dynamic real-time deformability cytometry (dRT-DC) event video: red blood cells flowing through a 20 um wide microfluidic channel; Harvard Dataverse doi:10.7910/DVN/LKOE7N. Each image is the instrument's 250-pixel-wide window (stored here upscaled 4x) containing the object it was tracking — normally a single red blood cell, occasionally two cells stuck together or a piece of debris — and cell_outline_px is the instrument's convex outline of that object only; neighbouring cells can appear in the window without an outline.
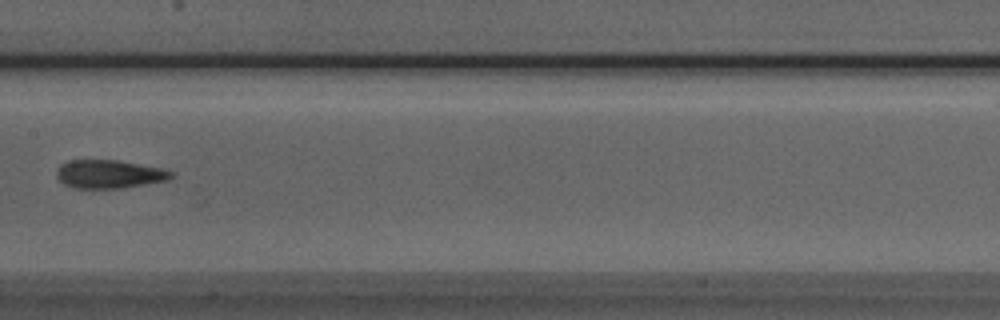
{"species": "Egyptian fruit bat (a non-hibernating species)", "species_latin": "Rousettus aegyptiacus", "temperature_condition": "room temperature", "stored_images_in_passage": 6, "camera_frame_rate_fps": 3000, "um_per_image_px": 0.085, "animal": {"sex": "male"}, "frame": {"image": 1, "passage_image": 5, "time_ms": 4.667, "image_size_px": [1000, 320], "cell_outline_px": [[176, 176], [168, 180], [124, 188], [76, 188], [64, 184], [56, 176], [56, 172], [60, 164], [68, 160], [116, 160], [160, 168], [172, 172]], "centroid_in_image_um": [9.27, 14.8], "position_along_channel_um": 198.1, "area_um2": 18.9}}
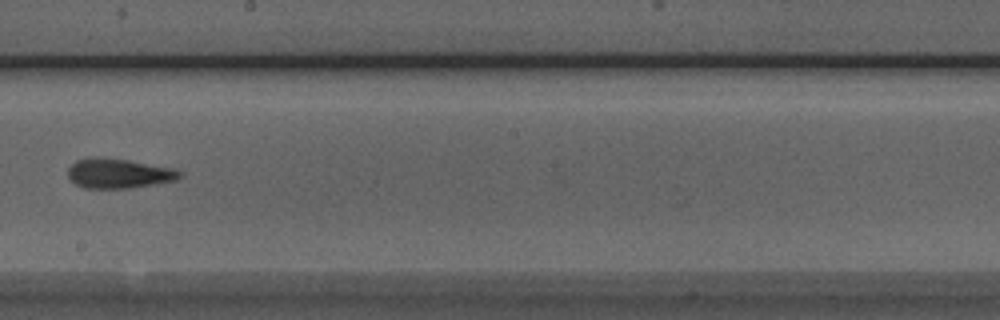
{"frame": {"image": 2, "passage_image": 6, "time_ms": 5.667, "image_size_px": [1000, 320], "cell_outline_px": [[184, 176], [176, 180], [156, 184], [128, 188], [84, 188], [76, 184], [68, 176], [68, 168], [76, 160], [92, 156], [128, 160], [172, 168], [180, 172]], "centroid_in_image_um": [10.08, 14.74], "position_along_channel_um": 238.1, "area_um2": 19.31}}